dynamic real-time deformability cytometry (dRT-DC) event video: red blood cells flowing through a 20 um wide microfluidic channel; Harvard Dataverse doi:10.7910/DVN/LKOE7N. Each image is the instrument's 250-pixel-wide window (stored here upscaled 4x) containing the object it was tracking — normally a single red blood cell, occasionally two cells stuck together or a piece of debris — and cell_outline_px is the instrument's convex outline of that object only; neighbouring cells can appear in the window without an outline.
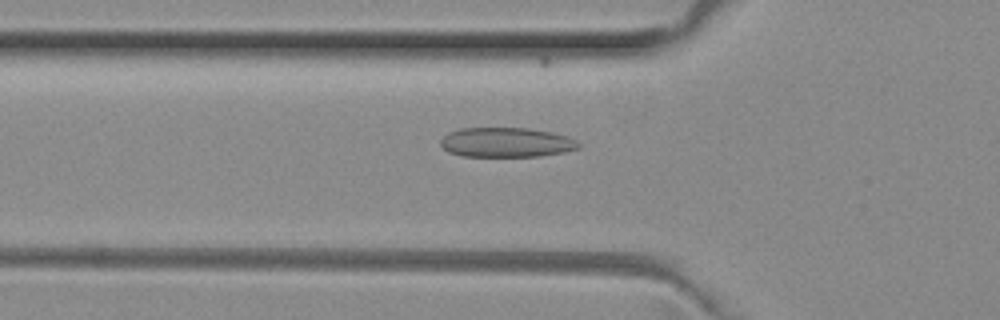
{"species": "common noctule bat (a hibernating species)", "species_latin": "Nyctalus noctula", "temperature_condition": "room temperature", "stored_images_in_passage": 51, "camera_frame_rate_fps": 3000, "um_per_image_px": 0.085, "animal": {"sex": "female", "body_mass_g": 29.2, "forearm_length_mm": 56.3}, "frame": {"image": 1, "passage_image": 17, "time_ms": 5.333, "image_size_px": [1000, 320], "cell_outline_px": [[580, 148], [564, 152], [540, 156], [460, 156], [448, 152], [440, 144], [440, 140], [448, 132], [460, 128], [528, 128], [552, 132], [568, 136], [576, 140], [580, 144]], "centroid_in_image_um": [43.04, 12.1], "position_along_channel_um": 82.8, "area_um2": 23.99}}
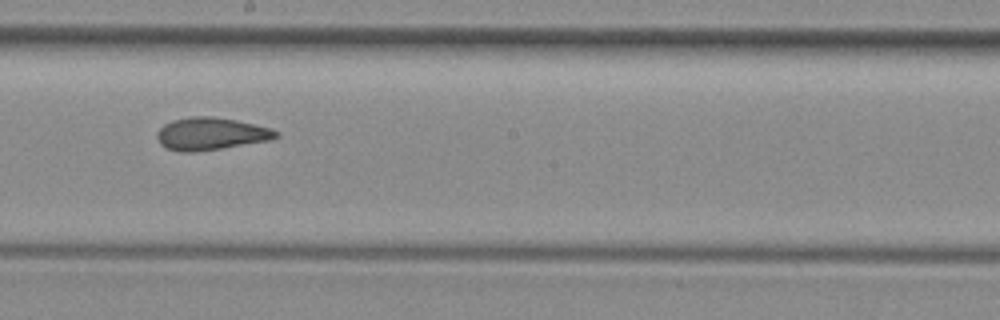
{"frame": {"image": 2, "passage_image": 28, "time_ms": 9.0, "image_size_px": [1000, 320], "cell_outline_px": [[280, 136], [272, 140], [220, 148], [192, 152], [180, 152], [168, 148], [160, 144], [156, 136], [156, 132], [164, 124], [172, 120], [192, 116], [208, 116], [236, 120], [272, 128], [280, 132]], "centroid_in_image_um": [17.94, 11.37], "position_along_channel_um": 230.3, "area_um2": 22.54}}
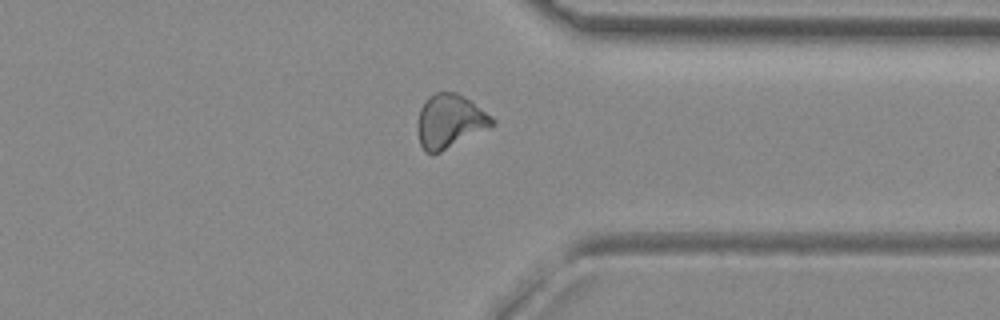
{"frame": {"image": 3, "passage_image": 39, "time_ms": 12.667, "image_size_px": [1000, 320], "cell_outline_px": [[496, 124], [432, 156], [424, 152], [420, 144], [416, 124], [420, 108], [424, 100], [428, 96], [436, 92], [456, 92], [464, 96], [492, 116], [496, 120]], "centroid_in_image_um": [38.19, 10.31], "position_along_channel_um": 373.2, "area_um2": 23.58}, "authors_computed_cell_mechanics": {"area_um2": 23.2356, "velocity_mm_per_s": 4.0071, "shape_relaxation_time_tau1_ms": null, "shape_relaxation_time_tau2_ms": 1.349, "deformation_change_tau1": null, "deformation_change_tau2": 0.0727}}